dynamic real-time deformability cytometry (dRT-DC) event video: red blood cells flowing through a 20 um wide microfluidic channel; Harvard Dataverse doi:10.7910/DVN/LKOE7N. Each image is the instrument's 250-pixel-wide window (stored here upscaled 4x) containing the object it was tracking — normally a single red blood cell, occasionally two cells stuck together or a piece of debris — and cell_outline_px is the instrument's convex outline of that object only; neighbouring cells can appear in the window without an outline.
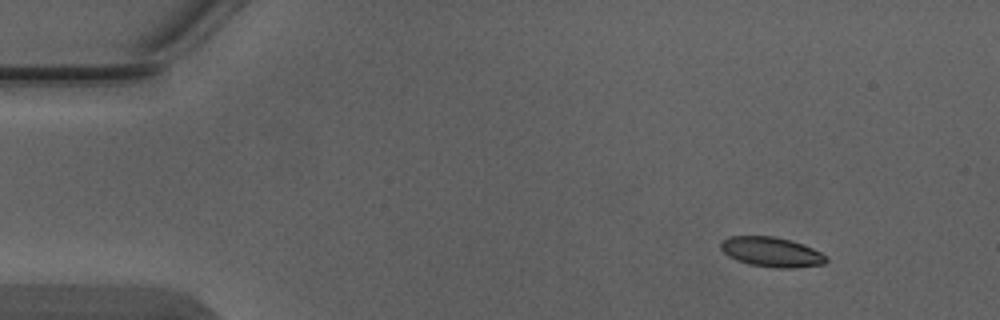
{"species": "Egyptian fruit bat (a non-hibernating species)", "species_latin": "Rousettus aegyptiacus", "temperature_condition": "warm", "stored_images_in_passage": 5, "camera_frame_rate_fps": 3000, "um_per_image_px": 0.085, "animal": {"sex": "male"}, "frame": {"image": 1, "passage_image": 1, "time_ms": 0.0, "image_size_px": [1000, 320], "cell_outline_px": [[828, 260], [824, 264], [796, 268], [776, 268], [748, 264], [728, 256], [720, 248], [720, 240], [728, 236], [776, 236], [792, 240], [804, 244], [828, 256]], "centroid_in_image_um": [65.59, 21.41], "position_along_channel_um": 19.4, "area_um2": 18.61}}
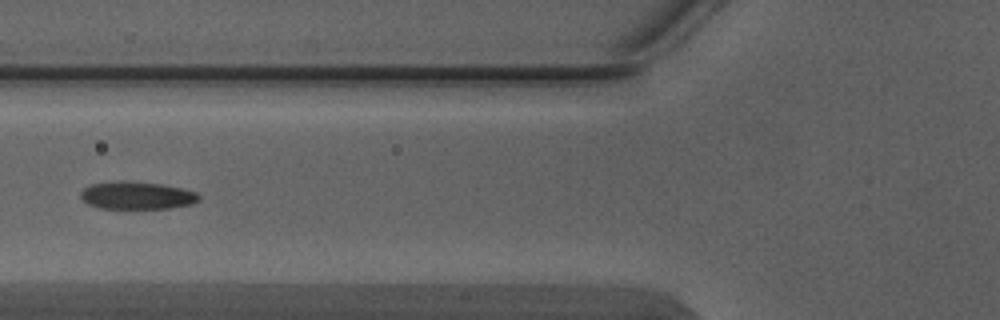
{"frame": {"image": 2, "passage_image": 4, "time_ms": 1.0, "image_size_px": [1000, 320], "cell_outline_px": [[200, 200], [192, 204], [172, 208], [100, 208], [88, 204], [80, 196], [80, 192], [84, 188], [92, 184], [120, 180], [128, 180], [164, 184], [196, 192], [200, 196]], "centroid_in_image_um": [11.65, 16.6], "position_along_channel_um": 114.1, "area_um2": 19.19}}
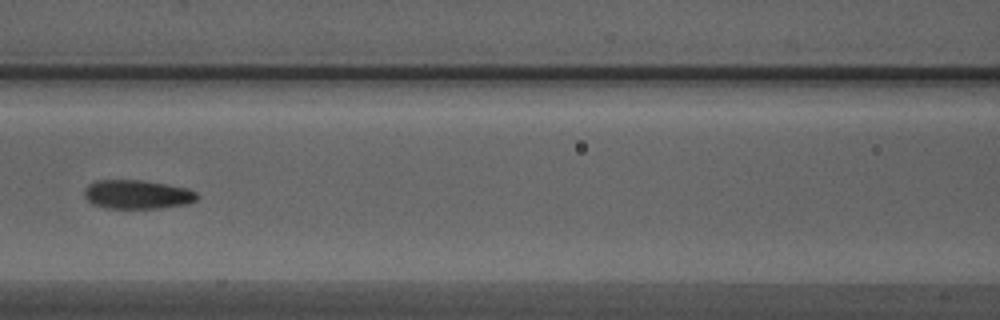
{"frame": {"image": 3, "passage_image": 5, "time_ms": 1.333, "image_size_px": [1000, 320], "cell_outline_px": [[200, 196], [196, 200], [188, 204], [160, 208], [104, 208], [92, 204], [84, 196], [84, 188], [88, 184], [96, 180], [140, 180], [168, 184], [188, 188], [196, 192]], "centroid_in_image_um": [11.67, 16.52], "position_along_channel_um": 154.9, "area_um2": 19.25}}